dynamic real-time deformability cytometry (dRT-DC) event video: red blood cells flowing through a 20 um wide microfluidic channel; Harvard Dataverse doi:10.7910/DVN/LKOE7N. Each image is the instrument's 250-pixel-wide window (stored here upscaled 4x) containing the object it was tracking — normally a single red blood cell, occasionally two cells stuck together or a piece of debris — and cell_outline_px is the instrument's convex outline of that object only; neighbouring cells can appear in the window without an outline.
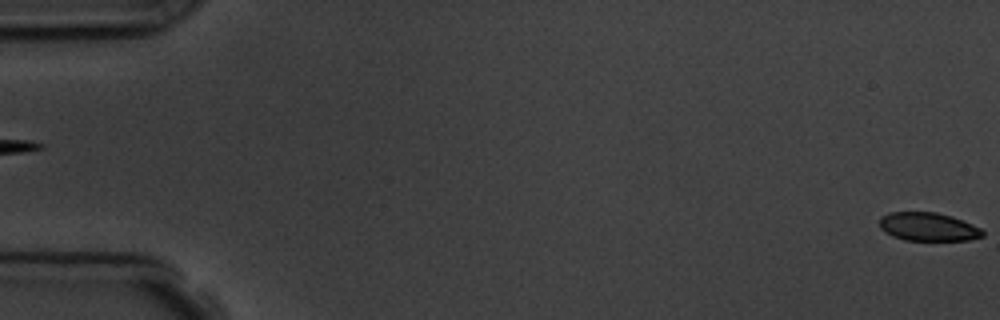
{"species": "common noctule bat (a hibernating species)", "species_latin": "Nyctalus noctula", "temperature_condition": "room temperature", "stored_images_in_passage": 5, "segment_of_instrument_passage": [2, 2], "camera_frame_rate_fps": 3000, "um_per_image_px": 0.085, "animal": {"sex": "male", "body_mass_g": 19.5, "forearm_length_mm": 54.6}, "frame": {"image": 1, "passage_image": 5, "time_ms": 4.667, "image_size_px": [1000, 320], "cell_outline_px": [[984, 236], [968, 240], [904, 240], [892, 236], [884, 232], [880, 228], [880, 216], [888, 212], [936, 212], [952, 216], [972, 224], [980, 228], [984, 232]], "centroid_in_image_um": [78.87, 19.27], "position_along_channel_um": 6.1, "area_um2": 17.17}}